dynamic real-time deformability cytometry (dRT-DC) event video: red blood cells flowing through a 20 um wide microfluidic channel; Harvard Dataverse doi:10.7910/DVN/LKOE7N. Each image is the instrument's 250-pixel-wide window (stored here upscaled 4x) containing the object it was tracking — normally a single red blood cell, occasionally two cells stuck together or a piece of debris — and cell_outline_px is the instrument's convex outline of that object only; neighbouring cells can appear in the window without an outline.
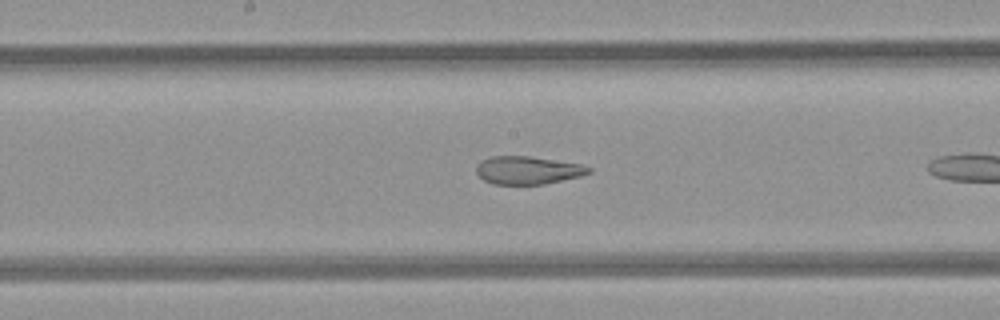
{"species": "common noctule bat (a hibernating species)", "species_latin": "Nyctalus noctula", "temperature_condition": "room temperature", "stored_images_in_passage": 21, "camera_frame_rate_fps": 3000, "um_per_image_px": 0.085, "animal": {"sex": "female", "body_mass_g": 21.9}, "frame": {"image": 1, "passage_image": 7, "time_ms": 2.0, "image_size_px": [1000, 320], "cell_outline_px": [[592, 172], [580, 176], [544, 184], [492, 184], [484, 180], [476, 172], [476, 164], [480, 160], [492, 156], [528, 156], [580, 164], [592, 168]], "centroid_in_image_um": [44.83, 14.47], "position_along_channel_um": 203.4, "area_um2": 18.26}}
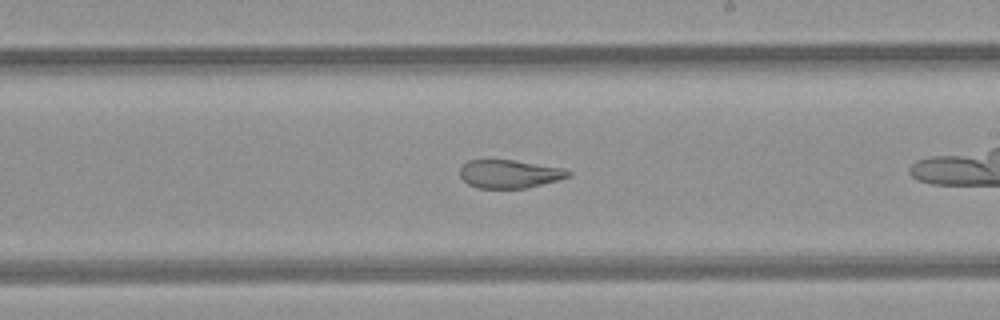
{"frame": {"image": 2, "passage_image": 10, "time_ms": 3.0, "image_size_px": [1000, 320], "cell_outline_px": [[572, 176], [524, 188], [476, 188], [468, 184], [460, 176], [460, 168], [468, 160], [512, 160], [564, 168], [572, 172]], "centroid_in_image_um": [43.29, 14.78], "position_along_channel_um": 245.7, "area_um2": 17.69}}